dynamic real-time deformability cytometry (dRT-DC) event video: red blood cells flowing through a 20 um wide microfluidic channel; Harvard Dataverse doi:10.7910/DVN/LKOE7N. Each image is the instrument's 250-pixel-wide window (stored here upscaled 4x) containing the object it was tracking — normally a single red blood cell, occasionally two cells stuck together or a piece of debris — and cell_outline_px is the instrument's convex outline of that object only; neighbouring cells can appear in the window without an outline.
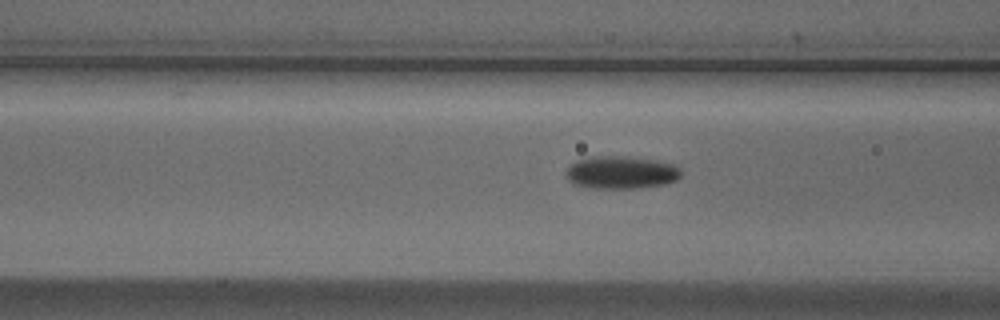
{"species": "Egyptian fruit bat (a non-hibernating species)", "species_latin": "Rousettus aegyptiacus", "temperature_condition": "cold", "stored_images_in_passage": 11, "camera_frame_rate_fps": 3000, "um_per_image_px": 0.085, "animal": {"sex": "male"}, "frame": {"image": 1, "passage_image": 8, "time_ms": 2.333, "image_size_px": [1000, 320], "cell_outline_px": [[680, 176], [676, 180], [664, 184], [636, 188], [596, 188], [572, 184], [568, 180], [564, 172], [576, 160], [592, 156], [624, 156], [656, 160], [672, 164], [680, 168]], "centroid_in_image_um": [52.76, 14.65], "position_along_channel_um": 113.8, "area_um2": 21.91}}